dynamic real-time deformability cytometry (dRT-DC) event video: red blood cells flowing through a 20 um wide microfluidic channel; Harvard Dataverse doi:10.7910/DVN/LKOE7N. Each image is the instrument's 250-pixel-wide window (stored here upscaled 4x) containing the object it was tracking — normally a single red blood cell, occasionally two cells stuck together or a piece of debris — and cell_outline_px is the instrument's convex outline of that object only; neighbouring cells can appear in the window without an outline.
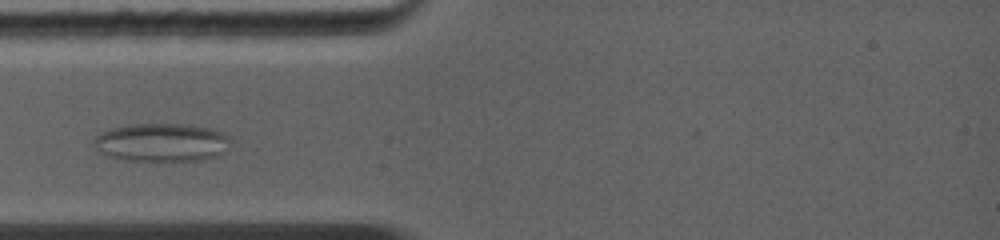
{"species": "common noctule bat (a hibernating species)", "species_latin": "Nyctalus noctula", "temperature_condition": "warm", "stored_images_in_passage": 18, "camera_frame_rate_fps": 5000, "um_per_image_px": 0.085, "animal": {"sex": "female", "body_mass_g": 19.0, "forearm_length_mm": 56.7}, "frame": {"image": 1, "passage_image": 3, "time_ms": 1.4, "image_size_px": [1000, 240], "cell_outline_px": [[232, 140], [224, 152], [216, 156], [200, 160], [128, 160], [108, 156], [96, 152], [92, 144], [92, 140], [96, 136], [112, 128], [128, 124], [184, 124], [212, 128], [224, 132], [232, 136]], "centroid_in_image_um": [13.75, 12.09], "position_along_channel_um": 71.3, "area_um2": 30.81}}
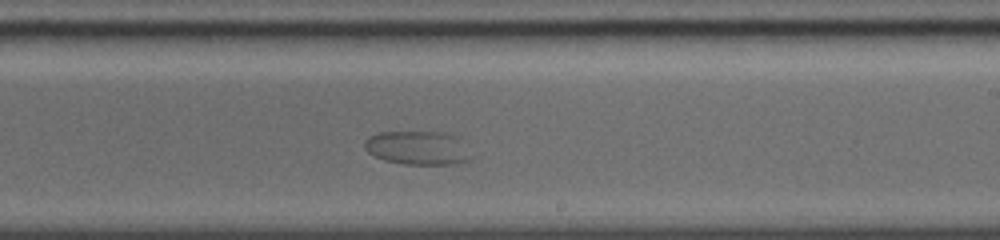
{"frame": {"image": 2, "passage_image": 10, "time_ms": 5.8, "image_size_px": [1000, 240], "cell_outline_px": [[476, 156], [472, 160], [452, 164], [404, 164], [384, 160], [368, 152], [364, 148], [364, 140], [368, 136], [380, 132], [448, 132]], "centroid_in_image_um": [35.52, 12.58], "position_along_channel_um": 253.5, "area_um2": 21.04}}
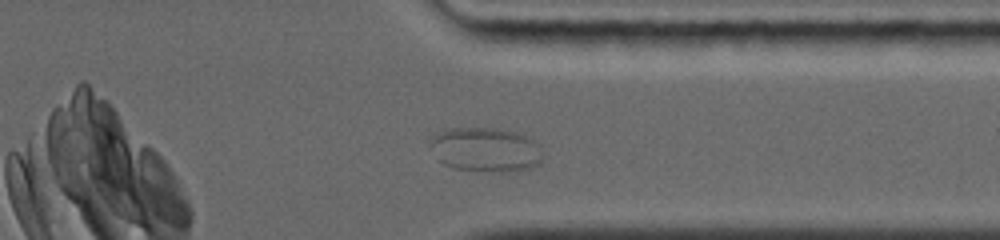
{"frame": {"image": 3, "passage_image": 16, "time_ms": 8.6, "image_size_px": [1000, 240], "cell_outline_px": [[544, 156], [540, 164], [532, 168], [504, 172], [500, 172], [452, 168], [444, 164], [440, 160], [432, 144], [432, 140], [440, 132], [452, 128], [496, 128], [516, 132], [528, 136], [540, 144], [544, 152]], "centroid_in_image_um": [41.42, 12.72], "position_along_channel_um": 370.0, "area_um2": 28.96}}